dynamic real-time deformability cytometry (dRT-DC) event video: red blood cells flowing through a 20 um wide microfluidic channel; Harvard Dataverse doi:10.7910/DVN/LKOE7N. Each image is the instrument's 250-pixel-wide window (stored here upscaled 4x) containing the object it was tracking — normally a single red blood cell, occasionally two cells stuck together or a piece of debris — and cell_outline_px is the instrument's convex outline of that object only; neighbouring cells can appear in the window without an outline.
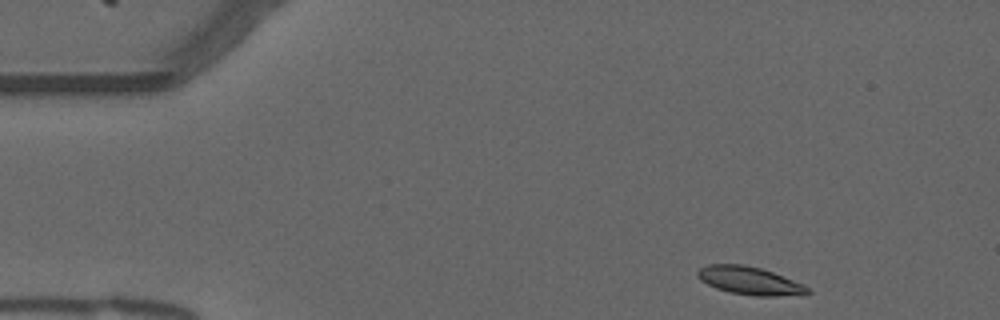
{"species": "common noctule bat (a hibernating species)", "species_latin": "Nyctalus noctula", "temperature_condition": "warm", "stored_images_in_passage": 49, "camera_frame_rate_fps": 3000, "um_per_image_px": 0.085, "animal": {"sex": "male", "forearm_length_mm": 52.5}, "frame": {"image": 1, "passage_image": 1, "time_ms": 0.0, "image_size_px": [1000, 320], "cell_outline_px": [[812, 292], [804, 296], [756, 296], [728, 292], [716, 288], [700, 280], [696, 276], [696, 272], [700, 268], [708, 264], [744, 264], [760, 268], [772, 272], [804, 284]], "centroid_in_image_um": [63.75, 23.87], "position_along_channel_um": 21.2, "area_um2": 18.21}}
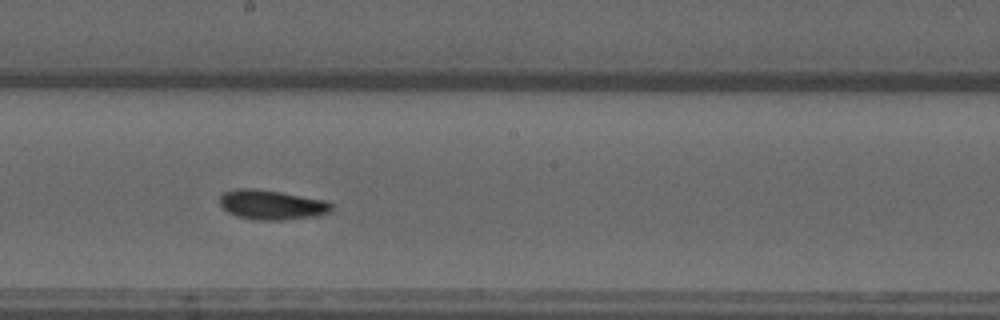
{"frame": {"image": 2, "passage_image": 24, "time_ms": 7.667, "image_size_px": [1000, 320], "cell_outline_px": [[332, 212], [320, 216], [288, 220], [252, 220], [236, 216], [228, 212], [220, 204], [220, 196], [224, 192], [236, 188], [256, 188], [280, 192], [324, 200], [332, 204]], "centroid_in_image_um": [23.11, 17.42], "position_along_channel_um": 225.1, "area_um2": 19.59}}
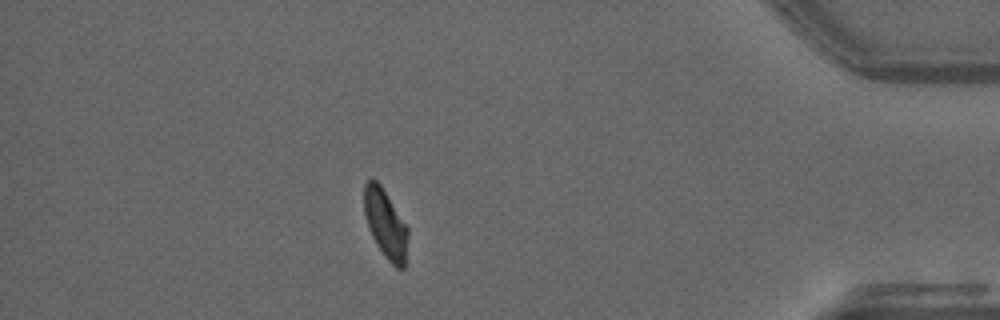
{"frame": {"image": 3, "passage_image": 42, "time_ms": 13.667, "image_size_px": [1000, 320], "cell_outline_px": [[408, 236], [404, 268], [396, 268], [384, 256], [376, 244], [372, 236], [364, 212], [364, 184], [372, 176], [380, 184], [408, 228]], "centroid_in_image_um": [32.76, 19.02], "position_along_channel_um": 402.4, "area_um2": 17.34}, "authors_computed_cell_mechanics": {"area_um2": 18.6116, "velocity_mm_per_s": 3.7282, "shape_relaxation_time_tau1_ms": null, "shape_relaxation_time_tau2_ms": 4.5574, "deformation_change_tau1": null, "deformation_change_tau2": 0.0925}}